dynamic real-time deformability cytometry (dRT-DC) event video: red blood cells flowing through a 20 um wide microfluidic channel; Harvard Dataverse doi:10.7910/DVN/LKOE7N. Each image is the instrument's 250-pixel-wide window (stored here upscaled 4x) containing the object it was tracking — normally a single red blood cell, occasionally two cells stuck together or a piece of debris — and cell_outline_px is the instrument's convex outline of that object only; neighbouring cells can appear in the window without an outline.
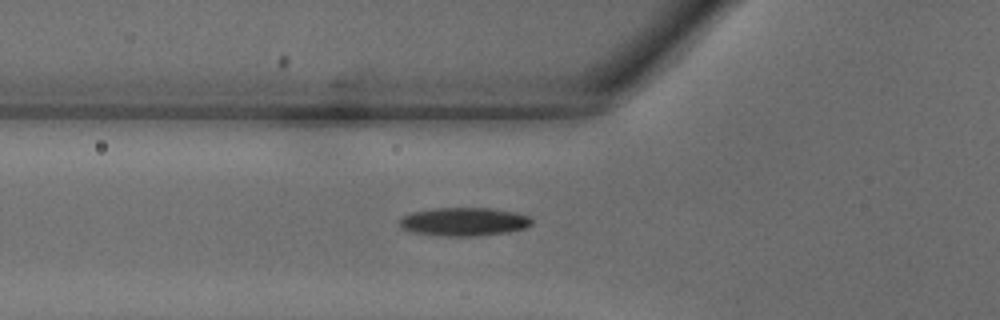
{"species": "common noctule bat (a hibernating species)", "species_latin": "Nyctalus noctula", "temperature_condition": "warm", "stored_images_in_passage": 27, "camera_frame_rate_fps": 3000, "um_per_image_px": 0.085, "animal": {"sex": "male", "body_mass_g": 18.8}, "frame": {"image": 1, "passage_image": 3, "time_ms": 0.667, "image_size_px": [1000, 320], "cell_outline_px": [[532, 224], [524, 228], [508, 232], [480, 236], [440, 236], [416, 232], [400, 228], [396, 220], [412, 212], [432, 208], [496, 208], [516, 212], [528, 216], [532, 220]], "centroid_in_image_um": [39.42, 18.84], "position_along_channel_um": 86.4, "area_um2": 22.14}}
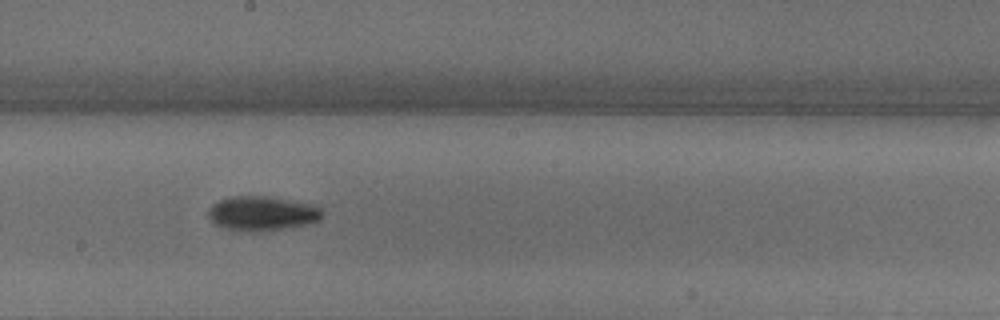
{"frame": {"image": 2, "passage_image": 11, "time_ms": 3.333, "image_size_px": [1000, 320], "cell_outline_px": [[324, 212], [320, 220], [308, 224], [260, 232], [248, 232], [224, 228], [212, 224], [208, 216], [208, 208], [212, 204], [220, 200], [232, 196], [268, 196], [308, 204], [320, 208]], "centroid_in_image_um": [22.23, 18.15], "position_along_channel_um": 226.0, "area_um2": 23.0}}
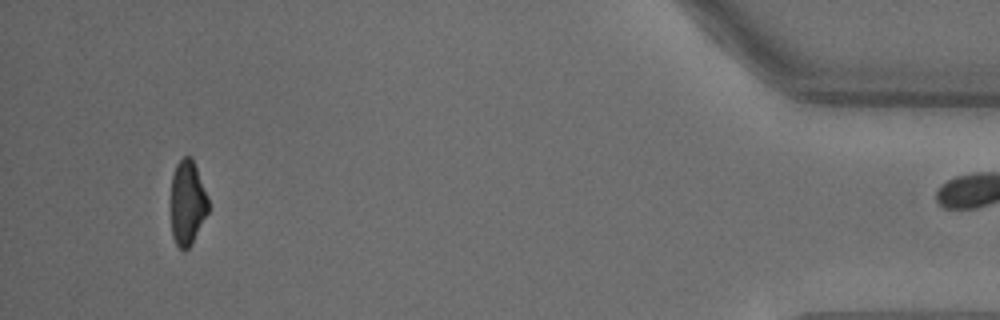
{"frame": {"image": 3, "passage_image": 26, "time_ms": 8.333, "image_size_px": [1000, 320], "cell_outline_px": [[208, 212], [192, 244], [184, 252], [176, 244], [172, 236], [172, 176], [176, 164], [184, 156], [192, 156], [208, 196]], "centroid_in_image_um": [15.95, 17.23], "position_along_channel_um": 419.3, "area_um2": 18.44}}